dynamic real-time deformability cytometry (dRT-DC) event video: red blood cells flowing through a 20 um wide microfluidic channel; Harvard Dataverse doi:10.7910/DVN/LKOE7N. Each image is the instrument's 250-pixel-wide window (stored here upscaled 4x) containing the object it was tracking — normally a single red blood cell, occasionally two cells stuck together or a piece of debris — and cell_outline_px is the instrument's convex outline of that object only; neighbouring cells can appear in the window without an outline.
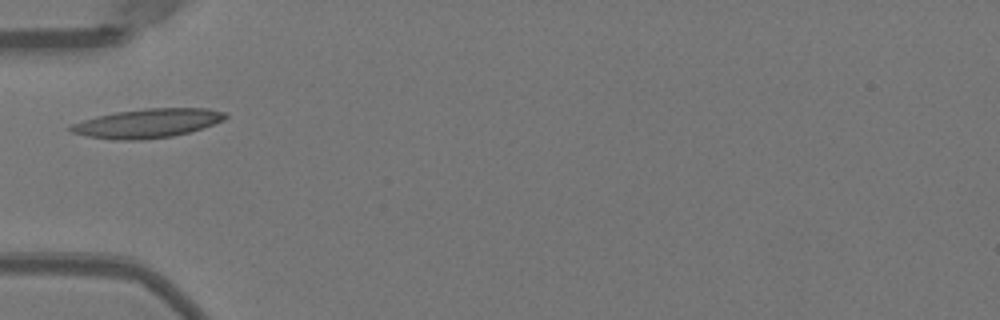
{"species": "Egyptian fruit bat (a non-hibernating species)", "species_latin": "Rousettus aegyptiacus", "temperature_condition": "warm", "stored_images_in_passage": 35, "camera_frame_rate_fps": 3000, "um_per_image_px": 0.085, "animal": {"sex": "female"}, "frame": {"image": 1, "passage_image": 1, "time_ms": 0.0, "image_size_px": [1000, 320], "cell_outline_px": [[228, 116], [224, 120], [204, 128], [172, 136], [144, 140], [112, 140], [88, 136], [72, 132], [64, 128], [72, 124], [96, 116], [116, 112], [144, 108], [208, 108], [224, 112]], "centroid_in_image_um": [12.53, 10.48], "position_along_channel_um": 72.5, "area_um2": 26.3}}
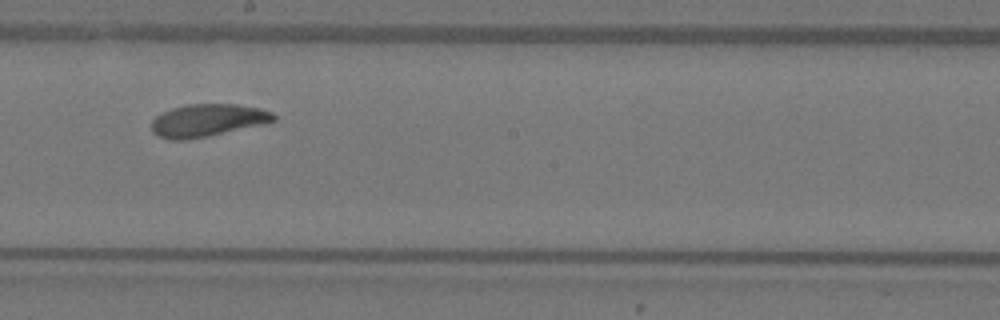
{"frame": {"image": 2, "passage_image": 13, "time_ms": 4.0, "image_size_px": [1000, 320], "cell_outline_px": [[276, 120], [260, 124], [208, 136], [184, 140], [168, 140], [152, 132], [152, 120], [160, 112], [172, 108], [188, 104], [236, 104], [260, 108], [272, 112], [276, 116]], "centroid_in_image_um": [17.6, 10.22], "position_along_channel_um": 230.6, "area_um2": 23.0}}
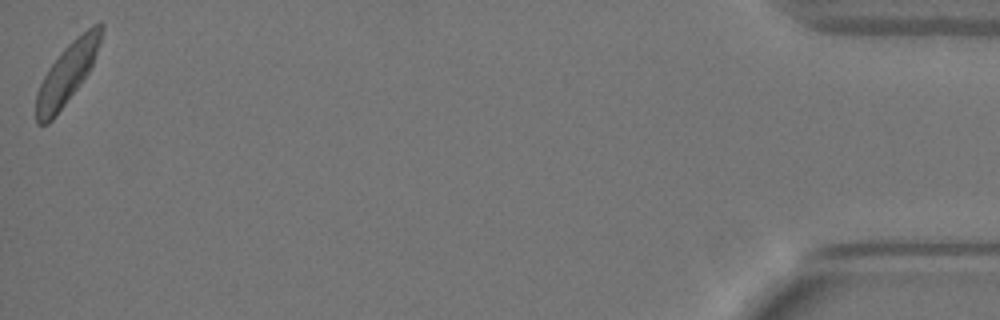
{"frame": {"image": 3, "passage_image": 35, "time_ms": 11.333, "image_size_px": [1000, 320], "cell_outline_px": [[104, 28], [92, 64], [88, 72], [56, 116], [48, 124], [36, 124], [36, 92], [48, 68], [60, 52], [76, 36], [92, 24], [100, 20], [104, 24]], "centroid_in_image_um": [5.69, 6.21], "position_along_channel_um": 429.5, "area_um2": 22.77}, "authors_computed_cell_mechanics": {"area_um2": 23.0044, "velocity_mm_per_s": 3.9382, "shape_relaxation_time_tau1_ms": 2.6466, "shape_relaxation_time_tau2_ms": 2.8326, "deformation_change_tau1": 0.13, "deformation_change_tau2": 0.0805}}